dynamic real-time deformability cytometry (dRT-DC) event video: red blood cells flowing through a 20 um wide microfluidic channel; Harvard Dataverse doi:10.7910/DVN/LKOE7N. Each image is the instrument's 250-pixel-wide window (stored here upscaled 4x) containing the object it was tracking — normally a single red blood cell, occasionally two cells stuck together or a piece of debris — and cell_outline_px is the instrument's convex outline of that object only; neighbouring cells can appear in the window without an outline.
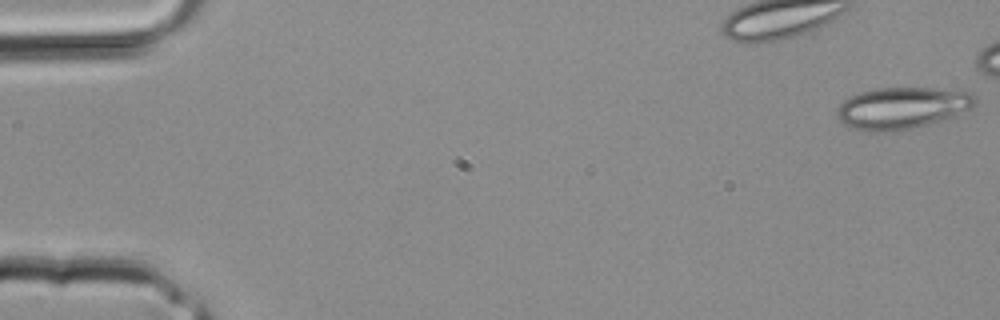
{"species": "common noctule bat (a hibernating species)", "species_latin": "Nyctalus noctula", "temperature_condition": "room temperature", "stored_images_in_passage": 31, "camera_frame_rate_fps": 3000, "um_per_image_px": 0.085, "animal": {"sex": "male", "body_mass_g": 20.4}, "frame": {"image": 1, "passage_image": 1, "time_ms": 0.0, "image_size_px": [1000, 320], "cell_outline_px": [[976, 104], [972, 108], [948, 120], [912, 128], [884, 132], [864, 132], [848, 128], [836, 116], [836, 108], [844, 100], [860, 92], [880, 88], [932, 88], [972, 92], [976, 96]], "centroid_in_image_um": [76.69, 9.2], "position_along_channel_um": 8.3, "area_um2": 34.16}}
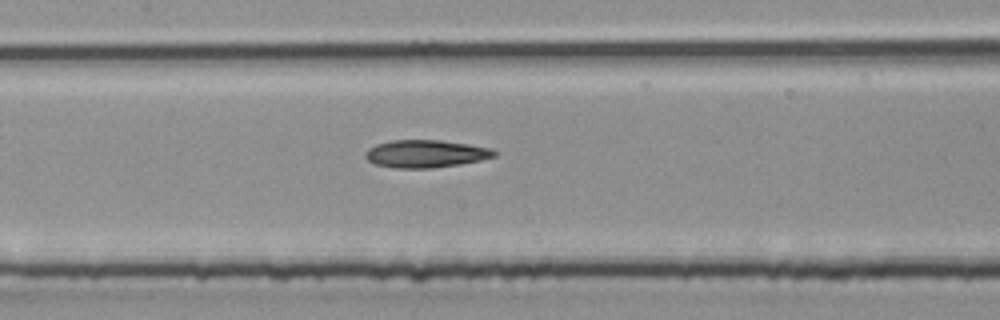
{"frame": {"image": 2, "passage_image": 17, "time_ms": 5.333, "image_size_px": [1000, 320], "cell_outline_px": [[496, 156], [480, 160], [460, 164], [432, 168], [396, 168], [372, 164], [364, 156], [364, 152], [368, 148], [376, 144], [392, 140], [440, 140], [468, 144], [488, 148], [496, 152]], "centroid_in_image_um": [36.12, 13.07], "position_along_channel_um": 171.3, "area_um2": 20.75}}
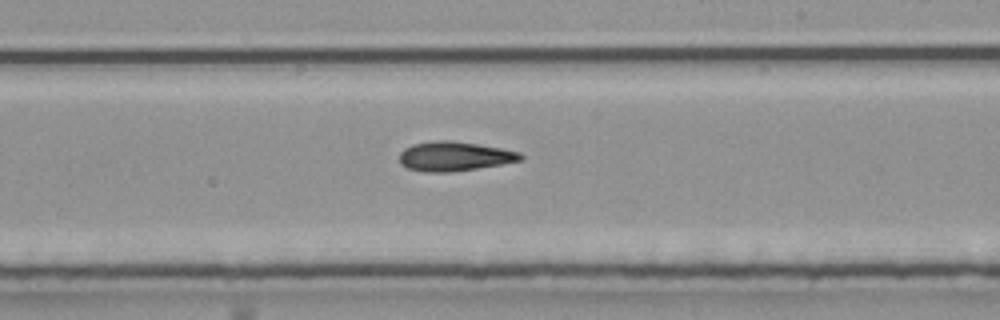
{"frame": {"image": 3, "passage_image": 21, "time_ms": 6.667, "image_size_px": [1000, 320], "cell_outline_px": [[524, 160], [476, 168], [448, 172], [428, 172], [408, 168], [400, 164], [400, 152], [404, 148], [412, 144], [436, 140], [452, 140], [500, 148], [520, 152], [524, 156]], "centroid_in_image_um": [38.62, 13.27], "position_along_channel_um": 250.4, "area_um2": 20.63}}